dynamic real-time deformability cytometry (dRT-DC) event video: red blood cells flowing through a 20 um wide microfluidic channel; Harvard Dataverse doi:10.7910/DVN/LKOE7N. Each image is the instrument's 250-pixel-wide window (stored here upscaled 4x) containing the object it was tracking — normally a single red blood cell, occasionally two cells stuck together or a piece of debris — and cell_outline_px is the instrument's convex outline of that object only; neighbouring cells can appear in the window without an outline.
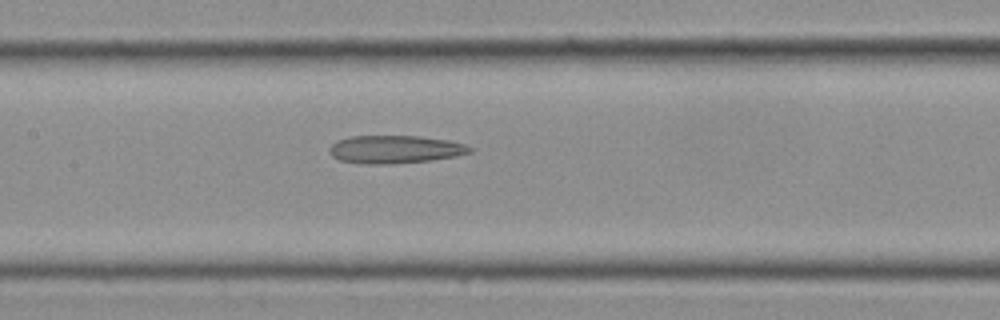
{"species": "Egyptian fruit bat (a non-hibernating species)", "species_latin": "Rousettus aegyptiacus", "temperature_condition": "cold", "stored_images_in_passage": 15, "camera_frame_rate_fps": 3000, "um_per_image_px": 0.085, "frame": {"image": 1, "passage_image": 13, "time_ms": 4.0, "image_size_px": [1000, 320], "cell_outline_px": [[472, 152], [456, 156], [432, 160], [392, 164], [368, 164], [340, 160], [332, 156], [328, 152], [328, 148], [336, 140], [348, 136], [420, 136], [448, 140], [464, 144], [472, 148]], "centroid_in_image_um": [33.55, 12.69], "position_along_channel_um": 173.9, "area_um2": 23.0}}
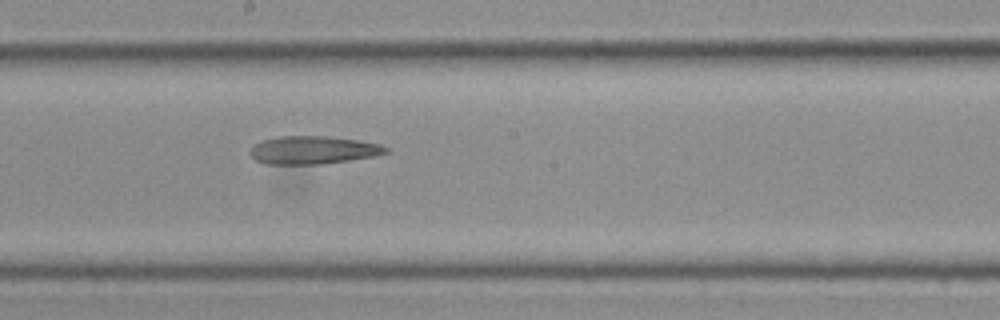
{"frame": {"image": 2, "passage_image": 15, "time_ms": 4.667, "image_size_px": [1000, 320], "cell_outline_px": [[388, 152], [372, 156], [348, 160], [320, 164], [264, 164], [256, 160], [248, 152], [260, 140], [276, 136], [328, 136], [356, 140], [380, 144], [388, 148]], "centroid_in_image_um": [26.56, 12.75], "position_along_channel_um": 221.6, "area_um2": 22.02}}